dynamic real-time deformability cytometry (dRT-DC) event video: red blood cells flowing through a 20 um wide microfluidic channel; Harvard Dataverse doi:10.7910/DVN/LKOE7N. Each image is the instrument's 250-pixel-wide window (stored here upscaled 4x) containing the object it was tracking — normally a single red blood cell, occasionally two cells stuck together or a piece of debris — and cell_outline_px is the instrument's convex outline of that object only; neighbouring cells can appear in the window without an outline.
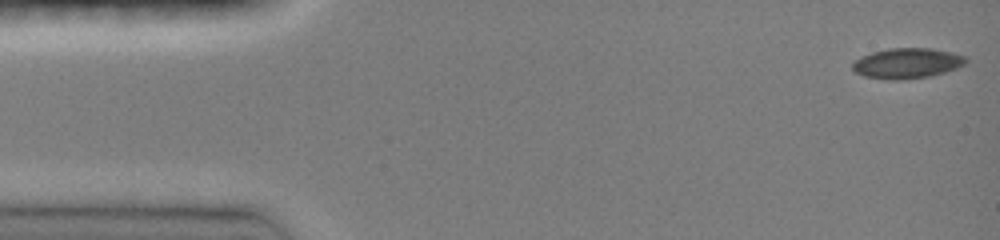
{"species": "common noctule bat (a hibernating species)", "species_latin": "Nyctalus noctula", "temperature_condition": "room temperature", "stored_images_in_passage": 46, "camera_frame_rate_fps": 3000, "um_per_image_px": 0.085, "animal": {"sex": "female", "body_mass_g": 19.0, "forearm_length_mm": 51.5}, "frame": {"image": 1, "passage_image": 1, "time_ms": 0.0, "image_size_px": [1000, 240], "cell_outline_px": [[968, 60], [964, 64], [956, 68], [944, 72], [928, 76], [900, 80], [888, 80], [864, 76], [856, 72], [852, 68], [852, 64], [860, 56], [872, 52], [888, 48], [932, 48], [952, 52], [964, 56]], "centroid_in_image_um": [77.08, 5.37], "position_along_channel_um": 7.9, "area_um2": 20.0}}
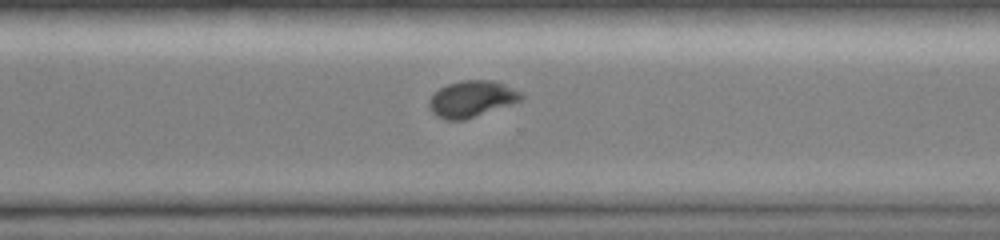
{"frame": {"image": 2, "passage_image": 33, "time_ms": 10.667, "image_size_px": [1000, 240], "cell_outline_px": [[524, 96], [520, 100], [464, 120], [448, 120], [436, 116], [432, 112], [428, 104], [428, 100], [432, 92], [448, 84], [460, 80], [492, 80], [504, 84], [520, 92]], "centroid_in_image_um": [40.02, 8.39], "position_along_channel_um": 330.6, "area_um2": 19.31}}
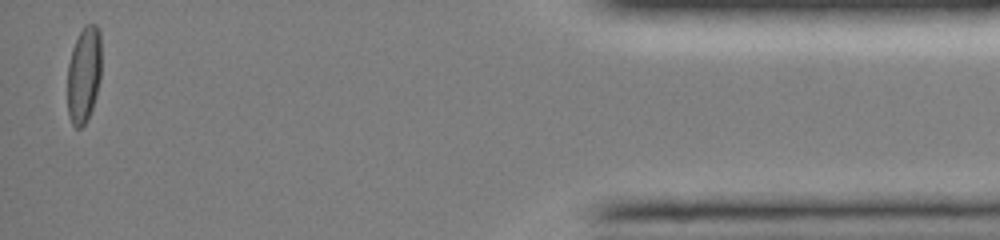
{"frame": {"image": 3, "passage_image": 45, "time_ms": 14.667, "image_size_px": [1000, 240], "cell_outline_px": [[100, 80], [96, 96], [88, 120], [80, 128], [76, 128], [72, 124], [68, 116], [68, 64], [72, 48], [84, 24], [96, 24], [100, 32]], "centroid_in_image_um": [7.13, 6.35], "position_along_channel_um": 428.1, "area_um2": 19.13}, "authors_computed_cell_mechanics": {"area_um2": 20.1144, "velocity_mm_per_s": 4.1168, "shape_relaxation_time_tau1_ms": 6.2148, "shape_relaxation_time_tau2_ms": null, "deformation_change_tau1": 0.1868, "deformation_change_tau2": null}}